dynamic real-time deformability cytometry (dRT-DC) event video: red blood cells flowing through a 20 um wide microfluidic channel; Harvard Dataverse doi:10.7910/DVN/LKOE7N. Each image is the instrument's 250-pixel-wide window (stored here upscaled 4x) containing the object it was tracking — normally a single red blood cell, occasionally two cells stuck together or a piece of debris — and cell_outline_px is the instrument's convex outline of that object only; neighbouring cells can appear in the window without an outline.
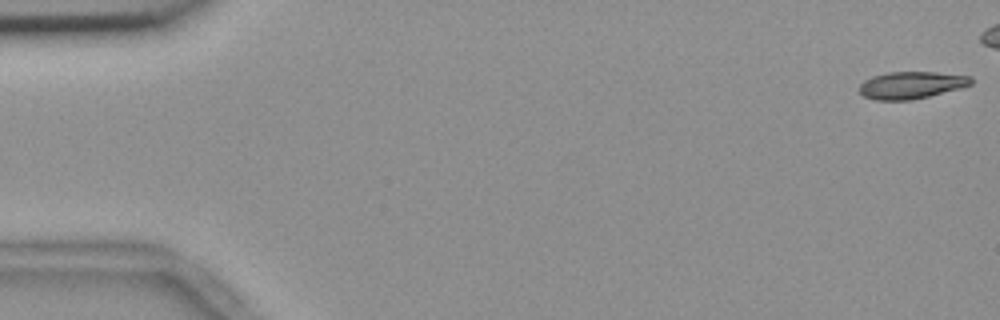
{"species": "common noctule bat (a hibernating species)", "species_latin": "Nyctalus noctula", "temperature_condition": "room temperature", "stored_images_in_passage": 6, "camera_frame_rate_fps": 3000, "um_per_image_px": 0.085, "animal": {"sex": "female", "body_mass_g": 18.4}, "frame": {"image": 1, "passage_image": 1, "time_ms": 0.0, "image_size_px": [1000, 320], "cell_outline_px": [[972, 84], [960, 88], [912, 100], [876, 100], [864, 96], [860, 92], [860, 84], [864, 80], [872, 76], [888, 72], [936, 72], [972, 76]], "centroid_in_image_um": [77.46, 7.23], "position_along_channel_um": 7.5, "area_um2": 17.63}}